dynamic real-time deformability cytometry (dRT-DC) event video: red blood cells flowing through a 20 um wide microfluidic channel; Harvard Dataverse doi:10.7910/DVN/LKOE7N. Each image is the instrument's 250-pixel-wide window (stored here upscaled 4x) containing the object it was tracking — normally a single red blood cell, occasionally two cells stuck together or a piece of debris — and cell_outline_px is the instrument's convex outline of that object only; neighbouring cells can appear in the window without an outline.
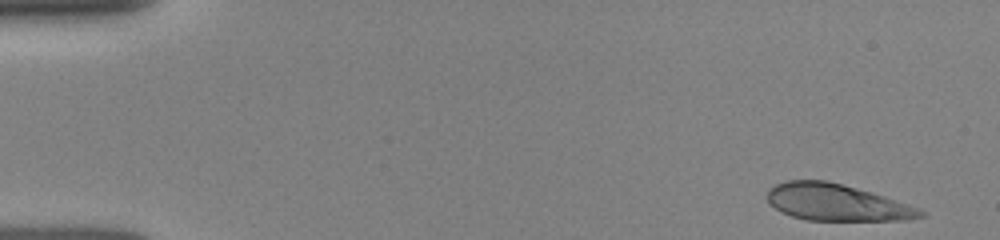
{"species": "human", "species_latin": "Homo sapiens", "temperature_condition": "room temperature", "stored_images_in_passage": 40, "camera_frame_rate_fps": 3000, "um_per_image_px": 0.085, "donor": {"sex": "female"}, "frame": {"image": 1, "passage_image": 1, "time_ms": 0.0, "image_size_px": [1000, 240], "cell_outline_px": [[924, 216], [908, 220], [808, 220], [792, 216], [780, 212], [768, 200], [768, 188], [784, 180], [828, 180], [884, 196], [920, 208], [924, 212]], "centroid_in_image_um": [71.1, 17.2], "position_along_channel_um": 13.9, "area_um2": 32.6}}
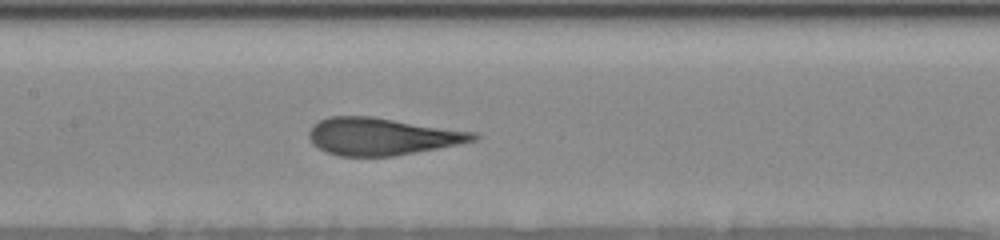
{"frame": {"image": 2, "passage_image": 21, "time_ms": 7.0, "image_size_px": [1000, 240], "cell_outline_px": [[480, 136], [476, 140], [436, 148], [392, 156], [340, 156], [328, 152], [312, 144], [308, 136], [308, 132], [312, 124], [328, 116], [372, 116], [476, 132]], "centroid_in_image_um": [32.42, 11.58], "position_along_channel_um": 175.0, "area_um2": 35.55}}
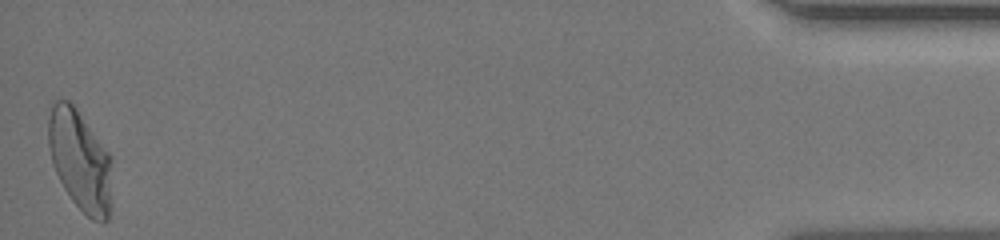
{"frame": {"image": 3, "passage_image": 40, "time_ms": 15.333, "image_size_px": [1000, 240], "cell_outline_px": [[112, 160], [108, 220], [104, 224], [92, 220], [72, 200], [64, 188], [52, 164], [48, 144], [48, 120], [52, 100], [68, 100], [76, 108], [112, 156]], "centroid_in_image_um": [6.8, 13.62], "position_along_channel_um": 428.4, "area_um2": 37.34}}